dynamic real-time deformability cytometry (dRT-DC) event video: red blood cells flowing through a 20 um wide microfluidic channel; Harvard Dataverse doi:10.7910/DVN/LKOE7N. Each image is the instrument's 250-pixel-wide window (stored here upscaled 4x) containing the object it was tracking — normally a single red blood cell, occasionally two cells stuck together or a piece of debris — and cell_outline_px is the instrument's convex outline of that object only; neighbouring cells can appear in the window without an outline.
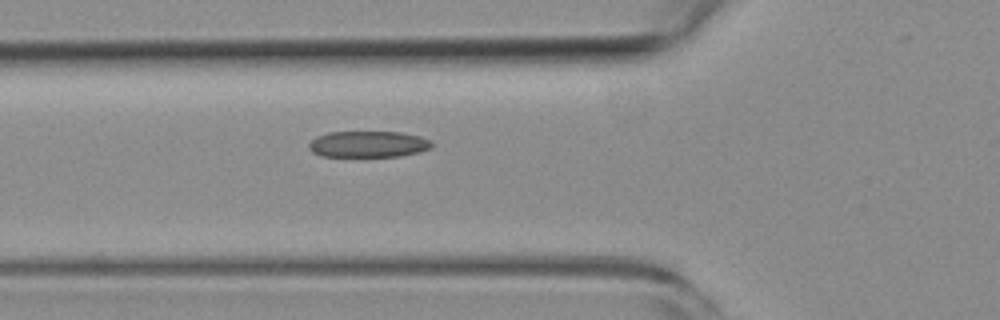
{"species": "common noctule bat (a hibernating species)", "species_latin": "Nyctalus noctula", "temperature_condition": "room temperature", "stored_images_in_passage": 10, "camera_frame_rate_fps": 3000, "um_per_image_px": 0.085, "animal": {"sex": "female", "body_mass_g": 19.3, "forearm_length_mm": 54.1}, "frame": {"image": 1, "passage_image": 4, "time_ms": 1.0, "image_size_px": [1000, 320], "cell_outline_px": [[432, 148], [420, 152], [400, 156], [320, 156], [312, 152], [308, 148], [308, 144], [316, 136], [328, 132], [400, 132], [420, 136], [432, 140]], "centroid_in_image_um": [31.31, 12.25], "position_along_channel_um": 94.5, "area_um2": 18.96}}
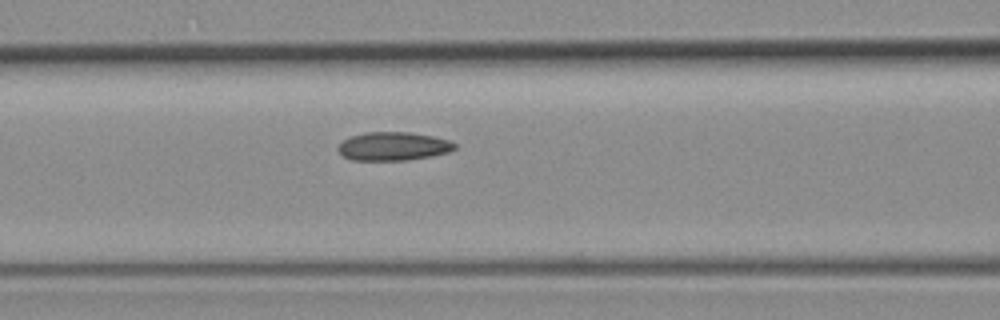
{"frame": {"image": 2, "passage_image": 7, "time_ms": 2.0, "image_size_px": [1000, 320], "cell_outline_px": [[456, 148], [448, 152], [432, 156], [408, 160], [352, 160], [344, 156], [336, 148], [348, 136], [364, 132], [408, 132], [432, 136], [448, 140], [456, 144]], "centroid_in_image_um": [33.41, 12.43], "position_along_channel_um": 133.2, "area_um2": 19.36}}